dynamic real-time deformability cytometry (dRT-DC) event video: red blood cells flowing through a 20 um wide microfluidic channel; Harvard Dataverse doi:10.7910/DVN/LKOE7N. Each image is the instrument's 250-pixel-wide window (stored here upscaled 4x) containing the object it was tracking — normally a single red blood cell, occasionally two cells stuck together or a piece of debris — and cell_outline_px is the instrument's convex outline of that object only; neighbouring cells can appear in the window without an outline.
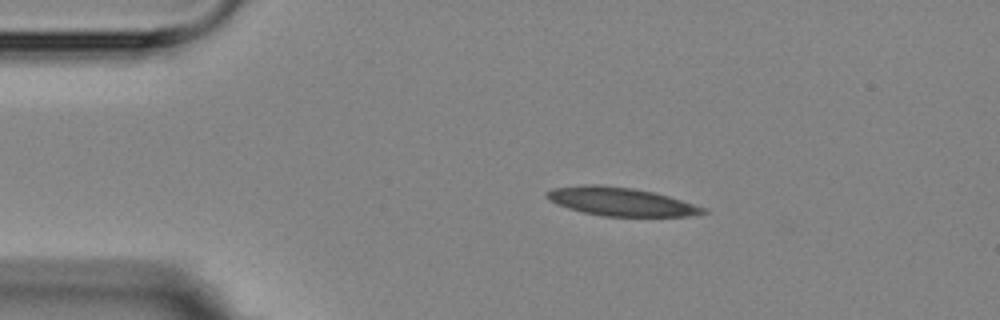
{"species": "Egyptian fruit bat (a non-hibernating species)", "species_latin": "Rousettus aegyptiacus", "temperature_condition": "room temperature", "stored_images_in_passage": 5, "camera_frame_rate_fps": 3000, "um_per_image_px": 0.085, "animal": {"sex": "female"}, "frame": {"image": 1, "passage_image": 2, "time_ms": 1.333, "image_size_px": [1000, 320], "cell_outline_px": [[708, 212], [688, 216], [604, 216], [584, 212], [568, 208], [556, 204], [548, 200], [544, 192], [552, 188], [584, 184], [596, 184], [632, 188], [652, 192], [668, 196], [704, 208]], "centroid_in_image_um": [52.68, 17.13], "position_along_channel_um": 32.3, "area_um2": 25.61}}
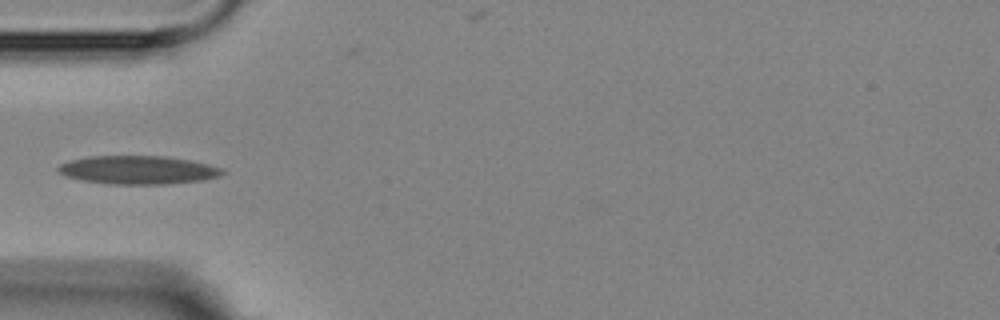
{"frame": {"image": 2, "passage_image": 4, "time_ms": 3.667, "image_size_px": [1000, 320], "cell_outline_px": [[224, 172], [220, 176], [204, 180], [168, 184], [108, 184], [84, 180], [68, 176], [60, 172], [56, 168], [60, 164], [72, 160], [88, 156], [164, 156], [188, 160], [208, 164], [224, 168]], "centroid_in_image_um": [11.78, 14.45], "position_along_channel_um": 73.2, "area_um2": 27.05}}
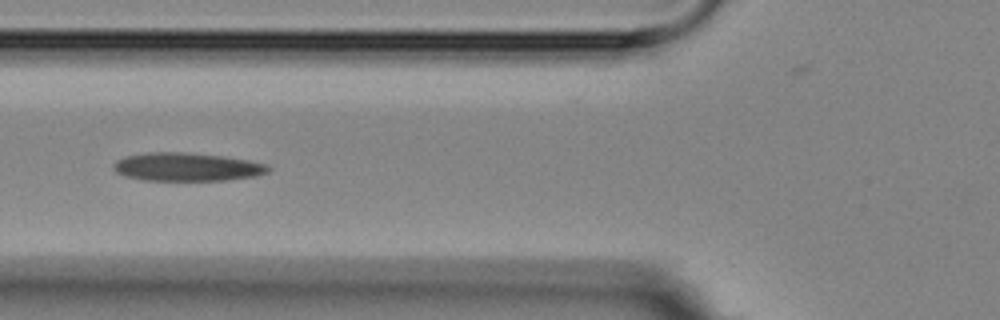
{"frame": {"image": 3, "passage_image": 5, "time_ms": 4.667, "image_size_px": [1000, 320], "cell_outline_px": [[272, 168], [268, 172], [256, 176], [224, 180], [144, 180], [128, 176], [116, 172], [112, 168], [112, 164], [116, 160], [124, 156], [148, 152], [184, 152], [224, 156], [248, 160], [264, 164]], "centroid_in_image_um": [15.86, 14.18], "position_along_channel_um": 109.9, "area_um2": 25.49}}